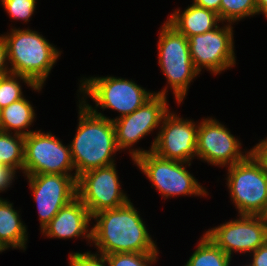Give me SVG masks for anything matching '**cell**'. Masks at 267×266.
I'll use <instances>...</instances> for the list:
<instances>
[{"label": "cell", "instance_id": "7a4b0ae2", "mask_svg": "<svg viewBox=\"0 0 267 266\" xmlns=\"http://www.w3.org/2000/svg\"><path fill=\"white\" fill-rule=\"evenodd\" d=\"M78 125L69 144L76 178L86 171L115 164L117 147L113 121L91 111L80 99Z\"/></svg>", "mask_w": 267, "mask_h": 266}, {"label": "cell", "instance_id": "ba28073f", "mask_svg": "<svg viewBox=\"0 0 267 266\" xmlns=\"http://www.w3.org/2000/svg\"><path fill=\"white\" fill-rule=\"evenodd\" d=\"M70 146L51 132L35 130L24 136L23 176L36 174L76 175Z\"/></svg>", "mask_w": 267, "mask_h": 266}, {"label": "cell", "instance_id": "9c48e42d", "mask_svg": "<svg viewBox=\"0 0 267 266\" xmlns=\"http://www.w3.org/2000/svg\"><path fill=\"white\" fill-rule=\"evenodd\" d=\"M222 24V27L218 25L215 29L188 38L190 56L199 73L204 68L218 75L236 65L233 24Z\"/></svg>", "mask_w": 267, "mask_h": 266}, {"label": "cell", "instance_id": "484cf974", "mask_svg": "<svg viewBox=\"0 0 267 266\" xmlns=\"http://www.w3.org/2000/svg\"><path fill=\"white\" fill-rule=\"evenodd\" d=\"M69 266H109L106 256L86 251L69 253Z\"/></svg>", "mask_w": 267, "mask_h": 266}, {"label": "cell", "instance_id": "4dcf8cb0", "mask_svg": "<svg viewBox=\"0 0 267 266\" xmlns=\"http://www.w3.org/2000/svg\"><path fill=\"white\" fill-rule=\"evenodd\" d=\"M220 2L221 0H193L192 3L196 6L203 7L216 12L220 18Z\"/></svg>", "mask_w": 267, "mask_h": 266}, {"label": "cell", "instance_id": "44dd1931", "mask_svg": "<svg viewBox=\"0 0 267 266\" xmlns=\"http://www.w3.org/2000/svg\"><path fill=\"white\" fill-rule=\"evenodd\" d=\"M0 164L23 173L24 136L0 131Z\"/></svg>", "mask_w": 267, "mask_h": 266}, {"label": "cell", "instance_id": "6da1fadb", "mask_svg": "<svg viewBox=\"0 0 267 266\" xmlns=\"http://www.w3.org/2000/svg\"><path fill=\"white\" fill-rule=\"evenodd\" d=\"M92 242L97 253H159L145 221L131 200L124 206L92 216Z\"/></svg>", "mask_w": 267, "mask_h": 266}, {"label": "cell", "instance_id": "cb8c5ba5", "mask_svg": "<svg viewBox=\"0 0 267 266\" xmlns=\"http://www.w3.org/2000/svg\"><path fill=\"white\" fill-rule=\"evenodd\" d=\"M159 253H111L106 254L109 266H152L158 260Z\"/></svg>", "mask_w": 267, "mask_h": 266}, {"label": "cell", "instance_id": "f1b7e54d", "mask_svg": "<svg viewBox=\"0 0 267 266\" xmlns=\"http://www.w3.org/2000/svg\"><path fill=\"white\" fill-rule=\"evenodd\" d=\"M10 73L11 70L8 58L7 45L3 37L0 35V77Z\"/></svg>", "mask_w": 267, "mask_h": 266}, {"label": "cell", "instance_id": "f546056e", "mask_svg": "<svg viewBox=\"0 0 267 266\" xmlns=\"http://www.w3.org/2000/svg\"><path fill=\"white\" fill-rule=\"evenodd\" d=\"M249 256H252V262L247 266H267V241Z\"/></svg>", "mask_w": 267, "mask_h": 266}, {"label": "cell", "instance_id": "ac0fdd59", "mask_svg": "<svg viewBox=\"0 0 267 266\" xmlns=\"http://www.w3.org/2000/svg\"><path fill=\"white\" fill-rule=\"evenodd\" d=\"M13 203L0 197V251L9 248L26 250L28 233L22 221L20 211L13 208Z\"/></svg>", "mask_w": 267, "mask_h": 266}, {"label": "cell", "instance_id": "52a82bcc", "mask_svg": "<svg viewBox=\"0 0 267 266\" xmlns=\"http://www.w3.org/2000/svg\"><path fill=\"white\" fill-rule=\"evenodd\" d=\"M133 163L164 197L163 199L173 196L209 195L206 188L186 169V165L191 166V163L163 159L152 151L138 156Z\"/></svg>", "mask_w": 267, "mask_h": 266}, {"label": "cell", "instance_id": "d6986e66", "mask_svg": "<svg viewBox=\"0 0 267 266\" xmlns=\"http://www.w3.org/2000/svg\"><path fill=\"white\" fill-rule=\"evenodd\" d=\"M33 105L25 96L1 109L0 131L26 136L36 118ZM14 131V132H13Z\"/></svg>", "mask_w": 267, "mask_h": 266}, {"label": "cell", "instance_id": "5bb4252c", "mask_svg": "<svg viewBox=\"0 0 267 266\" xmlns=\"http://www.w3.org/2000/svg\"><path fill=\"white\" fill-rule=\"evenodd\" d=\"M238 217L205 232L231 258L235 252L250 255L267 241V217L254 215H238Z\"/></svg>", "mask_w": 267, "mask_h": 266}, {"label": "cell", "instance_id": "8992f818", "mask_svg": "<svg viewBox=\"0 0 267 266\" xmlns=\"http://www.w3.org/2000/svg\"><path fill=\"white\" fill-rule=\"evenodd\" d=\"M226 185L238 215L267 214V172L250 153L227 167Z\"/></svg>", "mask_w": 267, "mask_h": 266}, {"label": "cell", "instance_id": "7c38bea8", "mask_svg": "<svg viewBox=\"0 0 267 266\" xmlns=\"http://www.w3.org/2000/svg\"><path fill=\"white\" fill-rule=\"evenodd\" d=\"M197 137L196 122L169 111L164 116L149 150L163 159L191 163L196 159Z\"/></svg>", "mask_w": 267, "mask_h": 266}, {"label": "cell", "instance_id": "3957f363", "mask_svg": "<svg viewBox=\"0 0 267 266\" xmlns=\"http://www.w3.org/2000/svg\"><path fill=\"white\" fill-rule=\"evenodd\" d=\"M1 36L7 45L11 73L27 77L35 85L44 86L62 51L29 27H14Z\"/></svg>", "mask_w": 267, "mask_h": 266}, {"label": "cell", "instance_id": "8fae6325", "mask_svg": "<svg viewBox=\"0 0 267 266\" xmlns=\"http://www.w3.org/2000/svg\"><path fill=\"white\" fill-rule=\"evenodd\" d=\"M121 187L116 163L86 171L76 180L77 197L88 208L91 216L126 205L130 199Z\"/></svg>", "mask_w": 267, "mask_h": 266}, {"label": "cell", "instance_id": "9a60e30c", "mask_svg": "<svg viewBox=\"0 0 267 266\" xmlns=\"http://www.w3.org/2000/svg\"><path fill=\"white\" fill-rule=\"evenodd\" d=\"M29 188L37 205L40 230L53 219L59 210L77 197L76 175H26Z\"/></svg>", "mask_w": 267, "mask_h": 266}, {"label": "cell", "instance_id": "603a6c76", "mask_svg": "<svg viewBox=\"0 0 267 266\" xmlns=\"http://www.w3.org/2000/svg\"><path fill=\"white\" fill-rule=\"evenodd\" d=\"M257 15L256 0H221L220 20L227 23H236L247 17Z\"/></svg>", "mask_w": 267, "mask_h": 266}, {"label": "cell", "instance_id": "d4e9b609", "mask_svg": "<svg viewBox=\"0 0 267 266\" xmlns=\"http://www.w3.org/2000/svg\"><path fill=\"white\" fill-rule=\"evenodd\" d=\"M0 4L13 20L28 23L36 10L37 0H0Z\"/></svg>", "mask_w": 267, "mask_h": 266}, {"label": "cell", "instance_id": "30bf717a", "mask_svg": "<svg viewBox=\"0 0 267 266\" xmlns=\"http://www.w3.org/2000/svg\"><path fill=\"white\" fill-rule=\"evenodd\" d=\"M170 111L167 97L155 94L144 105L129 115L113 121L116 143L119 150H128L132 161L138 156L150 152L133 146L144 136L161 127L164 116ZM133 147V149H131Z\"/></svg>", "mask_w": 267, "mask_h": 266}, {"label": "cell", "instance_id": "277c9868", "mask_svg": "<svg viewBox=\"0 0 267 266\" xmlns=\"http://www.w3.org/2000/svg\"><path fill=\"white\" fill-rule=\"evenodd\" d=\"M77 91L78 95L82 94L78 99H81L91 111H97L98 107L103 109L102 111H117L119 116L106 117L112 121L134 112L155 95V91H147L132 79L114 76L83 77ZM88 97L95 102V107L87 102Z\"/></svg>", "mask_w": 267, "mask_h": 266}, {"label": "cell", "instance_id": "5b68a950", "mask_svg": "<svg viewBox=\"0 0 267 266\" xmlns=\"http://www.w3.org/2000/svg\"><path fill=\"white\" fill-rule=\"evenodd\" d=\"M157 49L158 64L169 85L155 94L167 97L169 88L180 105L186 98L191 82L200 74L191 59L188 38L164 21Z\"/></svg>", "mask_w": 267, "mask_h": 266}, {"label": "cell", "instance_id": "83f0119b", "mask_svg": "<svg viewBox=\"0 0 267 266\" xmlns=\"http://www.w3.org/2000/svg\"><path fill=\"white\" fill-rule=\"evenodd\" d=\"M16 173V170L9 166L0 164V193L12 186L14 178L17 177Z\"/></svg>", "mask_w": 267, "mask_h": 266}, {"label": "cell", "instance_id": "e0dca14e", "mask_svg": "<svg viewBox=\"0 0 267 266\" xmlns=\"http://www.w3.org/2000/svg\"><path fill=\"white\" fill-rule=\"evenodd\" d=\"M166 21L187 38L203 34L223 23L216 12L193 3L183 11L180 8L174 10Z\"/></svg>", "mask_w": 267, "mask_h": 266}, {"label": "cell", "instance_id": "4fadbf2b", "mask_svg": "<svg viewBox=\"0 0 267 266\" xmlns=\"http://www.w3.org/2000/svg\"><path fill=\"white\" fill-rule=\"evenodd\" d=\"M197 123V159L217 167H229L250 154V150H242L240 140L217 119L207 117Z\"/></svg>", "mask_w": 267, "mask_h": 266}, {"label": "cell", "instance_id": "1f68e13d", "mask_svg": "<svg viewBox=\"0 0 267 266\" xmlns=\"http://www.w3.org/2000/svg\"><path fill=\"white\" fill-rule=\"evenodd\" d=\"M257 15L262 14L267 19V0H256Z\"/></svg>", "mask_w": 267, "mask_h": 266}, {"label": "cell", "instance_id": "ffe728a7", "mask_svg": "<svg viewBox=\"0 0 267 266\" xmlns=\"http://www.w3.org/2000/svg\"><path fill=\"white\" fill-rule=\"evenodd\" d=\"M184 266H230L232 258L205 233Z\"/></svg>", "mask_w": 267, "mask_h": 266}, {"label": "cell", "instance_id": "2e32d148", "mask_svg": "<svg viewBox=\"0 0 267 266\" xmlns=\"http://www.w3.org/2000/svg\"><path fill=\"white\" fill-rule=\"evenodd\" d=\"M92 216L88 208L76 197L69 204L62 207L53 219L41 231L48 238L74 239L85 238L92 241ZM90 228V229H89Z\"/></svg>", "mask_w": 267, "mask_h": 266}, {"label": "cell", "instance_id": "7402d4cb", "mask_svg": "<svg viewBox=\"0 0 267 266\" xmlns=\"http://www.w3.org/2000/svg\"><path fill=\"white\" fill-rule=\"evenodd\" d=\"M22 81V82H21ZM20 83H24L38 93L43 86L35 85L29 78L18 74H7L0 77V108H4L11 103L24 97Z\"/></svg>", "mask_w": 267, "mask_h": 266}, {"label": "cell", "instance_id": "4316f807", "mask_svg": "<svg viewBox=\"0 0 267 266\" xmlns=\"http://www.w3.org/2000/svg\"><path fill=\"white\" fill-rule=\"evenodd\" d=\"M260 140L259 143L250 149V153L267 172V137Z\"/></svg>", "mask_w": 267, "mask_h": 266}]
</instances>
